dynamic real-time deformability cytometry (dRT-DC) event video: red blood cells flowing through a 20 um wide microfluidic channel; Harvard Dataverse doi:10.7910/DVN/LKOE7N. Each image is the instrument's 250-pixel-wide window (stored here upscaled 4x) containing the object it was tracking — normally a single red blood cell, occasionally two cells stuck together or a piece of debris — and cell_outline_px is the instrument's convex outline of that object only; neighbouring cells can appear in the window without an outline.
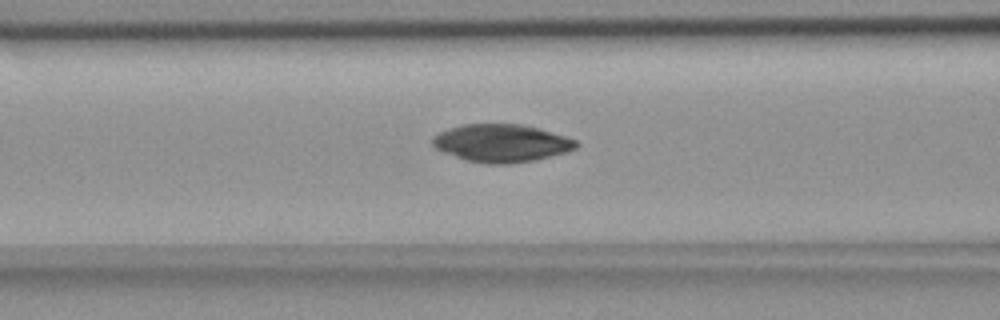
{"species": "common noctule bat (a hibernating species)", "species_latin": "Nyctalus noctula", "temperature_condition": "room temperature", "stored_images_in_passage": 38, "camera_frame_rate_fps": 3000, "um_per_image_px": 0.085, "animal": {"sex": "female", "body_mass_g": 18.4}, "frame": {"image": 1, "passage_image": 11, "time_ms": 3.333, "image_size_px": [1000, 320], "cell_outline_px": [[580, 144], [576, 148], [564, 152], [536, 160], [512, 164], [488, 164], [464, 160], [444, 152], [436, 148], [432, 144], [432, 136], [440, 132], [464, 124], [524, 124], [540, 128], [576, 140]], "centroid_in_image_um": [42.63, 12.17], "position_along_channel_um": 124.0, "area_um2": 31.62}}
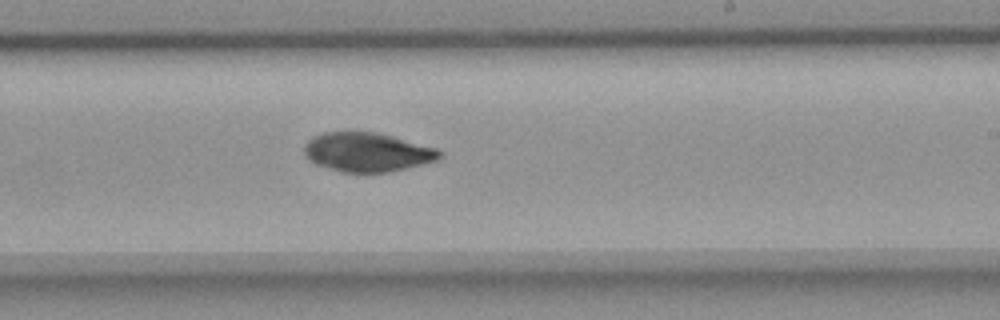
{"frame": {"image": 2, "passage_image": 22, "time_ms": 7.0, "image_size_px": [1000, 320], "cell_outline_px": [[444, 156], [436, 160], [388, 172], [340, 172], [316, 164], [308, 160], [304, 152], [304, 144], [312, 136], [324, 132], [380, 132], [436, 148], [444, 152]], "centroid_in_image_um": [31.2, 12.92], "position_along_channel_um": 257.8, "area_um2": 30.92}}
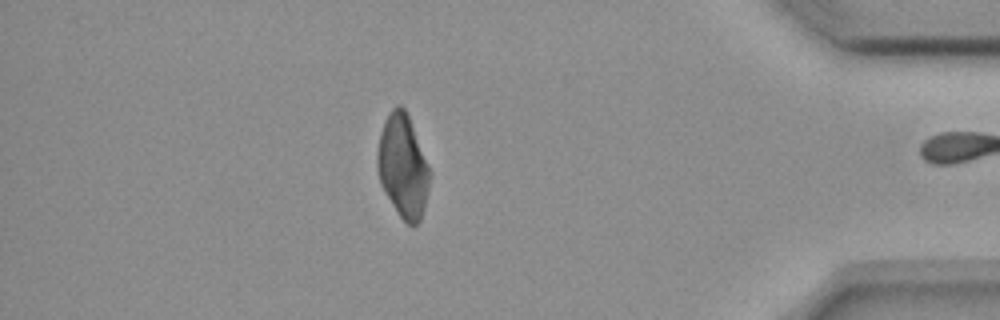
{"frame": {"image": 3, "passage_image": 37, "time_ms": 12.0, "image_size_px": [1000, 320], "cell_outline_px": [[432, 176], [424, 208], [420, 220], [416, 224], [408, 224], [396, 212], [384, 192], [380, 184], [376, 168], [376, 152], [380, 132], [384, 120], [388, 112], [396, 104], [400, 104], [404, 108], [408, 116], [432, 172]], "centroid_in_image_um": [34.23, 14.12], "position_along_channel_um": 401.0, "area_um2": 31.96}}